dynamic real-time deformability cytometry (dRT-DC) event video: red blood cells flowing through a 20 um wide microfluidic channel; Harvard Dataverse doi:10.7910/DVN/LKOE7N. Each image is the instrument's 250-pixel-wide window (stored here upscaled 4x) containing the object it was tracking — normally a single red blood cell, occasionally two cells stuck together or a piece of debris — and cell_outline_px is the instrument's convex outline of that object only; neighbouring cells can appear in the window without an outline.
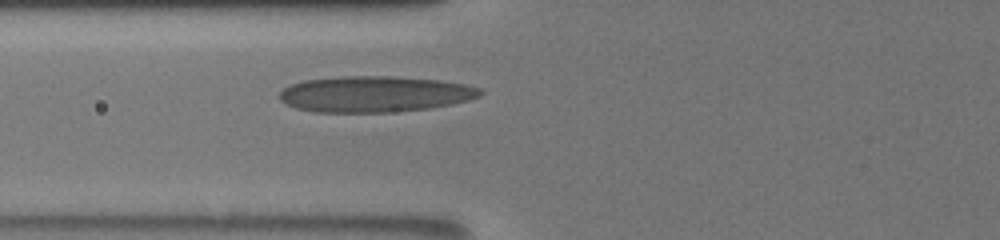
{"species": "human", "species_latin": "Homo sapiens", "temperature_condition": "room temperature", "stored_images_in_passage": 2, "camera_frame_rate_fps": 3000, "um_per_image_px": 0.085, "donor": {"sex": "male"}, "frame": {"image": 1, "passage_image": 2, "time_ms": 1.0, "image_size_px": [1000, 240], "cell_outline_px": [[484, 92], [480, 96], [468, 100], [452, 104], [428, 108], [388, 112], [316, 112], [296, 108], [280, 100], [280, 92], [284, 88], [292, 84], [304, 80], [344, 76], [388, 76], [440, 80], [464, 84], [480, 88]], "centroid_in_image_um": [31.87, 7.99], "position_along_channel_um": 93.9, "area_um2": 41.91}}